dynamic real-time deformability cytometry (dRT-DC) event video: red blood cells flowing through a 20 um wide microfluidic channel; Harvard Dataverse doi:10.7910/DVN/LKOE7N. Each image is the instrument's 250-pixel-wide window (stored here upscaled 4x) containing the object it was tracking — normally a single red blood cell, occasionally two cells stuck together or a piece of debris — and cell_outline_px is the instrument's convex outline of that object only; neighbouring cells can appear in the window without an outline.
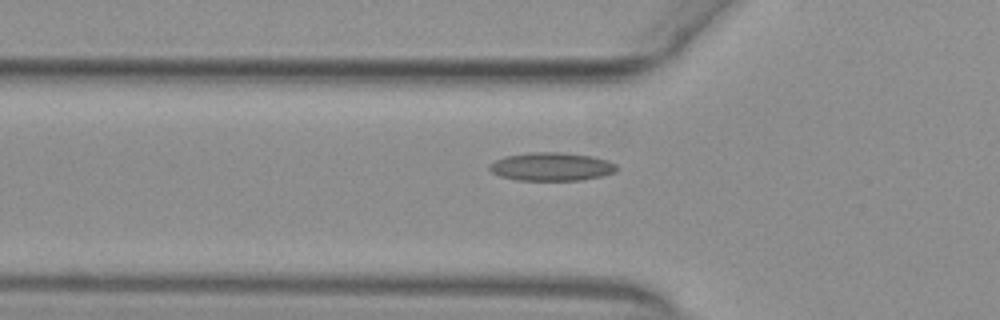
{"species": "common noctule bat (a hibernating species)", "species_latin": "Nyctalus noctula", "temperature_condition": "warm", "stored_images_in_passage": 39, "camera_frame_rate_fps": 3000, "um_per_image_px": 0.085, "animal": {"sex": "female", "body_mass_g": 29.2, "forearm_length_mm": 56.3}, "frame": {"image": 1, "passage_image": 9, "time_ms": 2.667, "image_size_px": [1000, 320], "cell_outline_px": [[620, 168], [616, 172], [604, 176], [580, 180], [516, 180], [500, 176], [492, 172], [488, 168], [488, 164], [504, 156], [528, 152], [560, 152], [592, 156], [608, 160], [616, 164]], "centroid_in_image_um": [46.9, 14.16], "position_along_channel_um": 78.9, "area_um2": 21.27}}
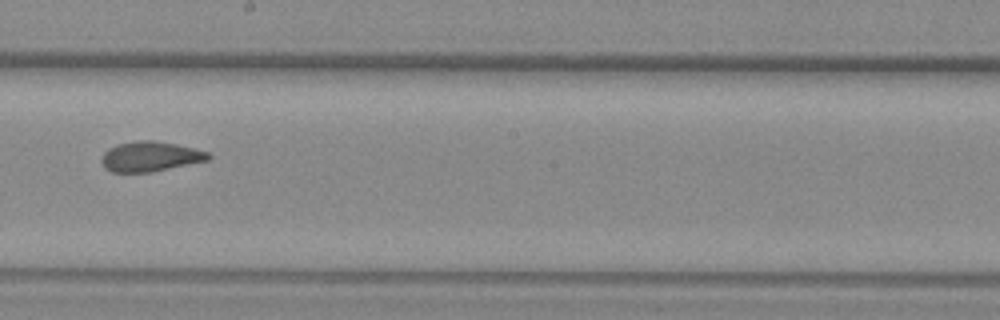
{"frame": {"image": 2, "passage_image": 21, "time_ms": 6.667, "image_size_px": [1000, 320], "cell_outline_px": [[212, 156], [208, 160], [152, 172], [112, 172], [104, 168], [100, 160], [100, 156], [108, 148], [120, 144], [136, 140], [156, 140], [176, 144], [208, 152]], "centroid_in_image_um": [12.73, 13.3], "position_along_channel_um": 235.5, "area_um2": 18.73}}
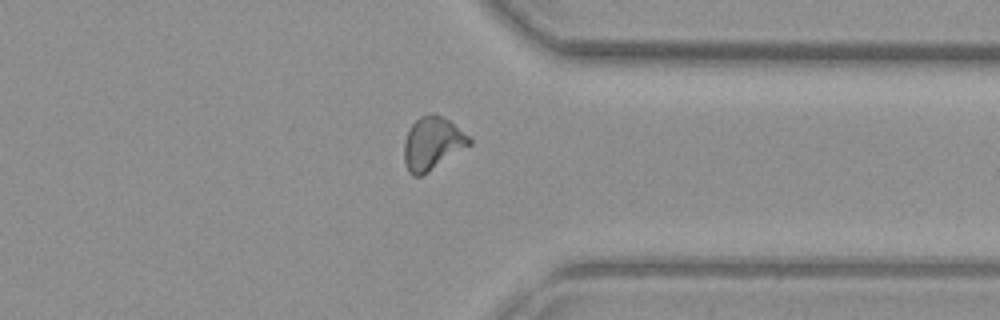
{"frame": {"image": 3, "passage_image": 32, "time_ms": 10.333, "image_size_px": [1000, 320], "cell_outline_px": [[472, 144], [428, 172], [420, 176], [412, 176], [408, 172], [404, 160], [404, 140], [412, 124], [420, 116], [432, 112], [448, 120], [468, 136], [472, 140]], "centroid_in_image_um": [36.73, 12.2], "position_along_channel_um": 374.7, "area_um2": 19.94}, "authors_computed_cell_mechanics": {"area_um2": 19.1318, "velocity_mm_per_s": 3.899, "shape_relaxation_time_tau1_ms": null, "shape_relaxation_time_tau2_ms": 1.0471, "deformation_change_tau1": null, "deformation_change_tau2": 0.0711}}